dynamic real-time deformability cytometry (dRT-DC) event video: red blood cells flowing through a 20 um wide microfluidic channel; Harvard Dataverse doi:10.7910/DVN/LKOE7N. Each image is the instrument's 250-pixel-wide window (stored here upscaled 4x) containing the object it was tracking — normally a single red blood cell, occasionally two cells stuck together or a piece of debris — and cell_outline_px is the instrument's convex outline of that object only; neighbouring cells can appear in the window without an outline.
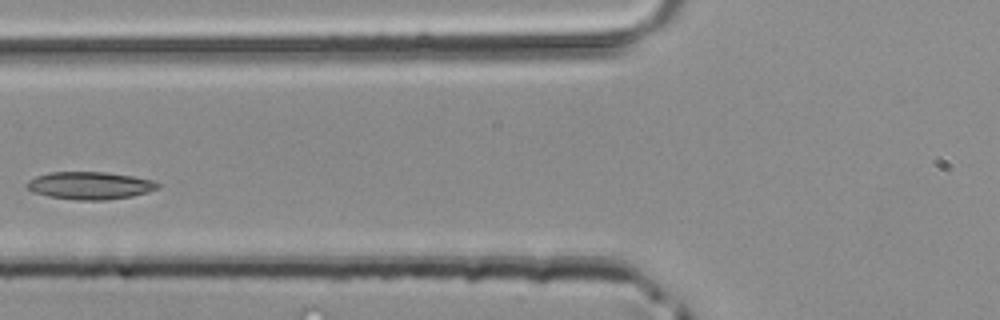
{"species": "common noctule bat (a hibernating species)", "species_latin": "Nyctalus noctula", "temperature_condition": "room temperature", "stored_images_in_passage": 3, "camera_frame_rate_fps": 3000, "um_per_image_px": 0.085, "animal": {"sex": "male", "body_mass_g": 20.4}, "frame": {"image": 1, "passage_image": 3, "time_ms": 0.667, "image_size_px": [1000, 320], "cell_outline_px": [[160, 188], [148, 192], [132, 196], [104, 200], [76, 200], [48, 196], [36, 192], [28, 188], [28, 180], [36, 176], [48, 172], [104, 172], [132, 176], [152, 180], [160, 184]], "centroid_in_image_um": [7.67, 15.77], "position_along_channel_um": 118.1, "area_um2": 20.87}}